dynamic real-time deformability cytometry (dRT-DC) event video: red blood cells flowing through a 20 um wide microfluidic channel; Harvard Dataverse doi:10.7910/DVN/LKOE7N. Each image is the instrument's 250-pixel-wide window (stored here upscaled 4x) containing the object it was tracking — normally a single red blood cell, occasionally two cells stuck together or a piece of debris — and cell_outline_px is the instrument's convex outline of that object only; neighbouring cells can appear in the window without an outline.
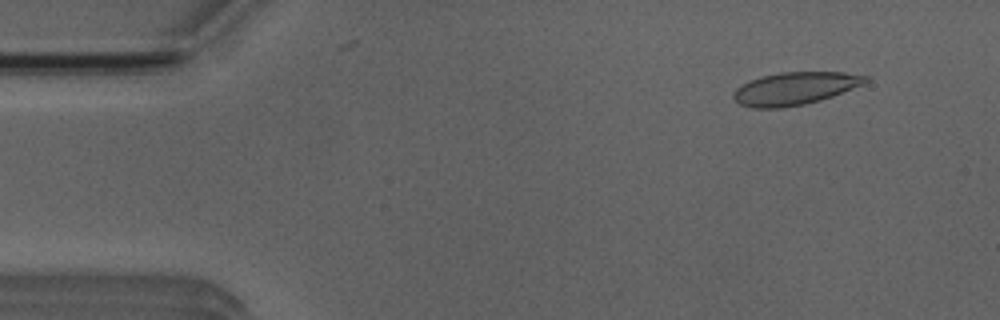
{"species": "Egyptian fruit bat (a non-hibernating species)", "species_latin": "Rousettus aegyptiacus", "temperature_condition": "room temperature", "stored_images_in_passage": 4, "camera_frame_rate_fps": 3000, "um_per_image_px": 0.085, "animal": {"sex": "male"}, "frame": {"image": 1, "passage_image": 2, "time_ms": 1.0, "image_size_px": [1000, 320], "cell_outline_px": [[868, 80], [864, 84], [832, 96], [820, 100], [804, 104], [780, 108], [752, 108], [740, 104], [732, 96], [736, 88], [760, 76], [780, 72], [844, 72], [868, 76]], "centroid_in_image_um": [67.57, 7.51], "position_along_channel_um": 17.4, "area_um2": 24.97}}